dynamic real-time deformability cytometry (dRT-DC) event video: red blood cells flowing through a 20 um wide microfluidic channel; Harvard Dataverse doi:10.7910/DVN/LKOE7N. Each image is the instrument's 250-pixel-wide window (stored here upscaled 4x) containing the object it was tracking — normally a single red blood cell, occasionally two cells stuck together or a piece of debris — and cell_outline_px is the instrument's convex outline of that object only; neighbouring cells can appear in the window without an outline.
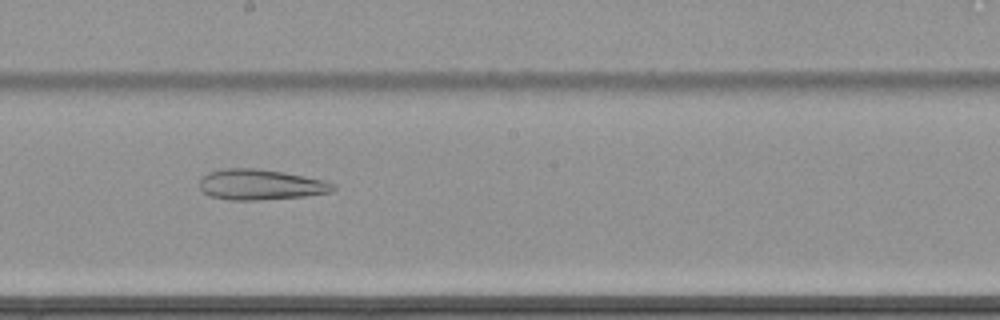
{"species": "common noctule bat (a hibernating species)", "species_latin": "Nyctalus noctula", "temperature_condition": "cold", "stored_images_in_passage": 62, "camera_frame_rate_fps": 3000, "um_per_image_px": 0.085, "animal": {"sex": "female", "body_mass_g": 22.7, "forearm_length_mm": 54.2}, "frame": {"image": 1, "passage_image": 37, "time_ms": 12.0, "image_size_px": [1000, 320], "cell_outline_px": [[336, 188], [332, 192], [304, 196], [260, 200], [232, 200], [208, 196], [200, 192], [200, 180], [208, 172], [224, 168], [256, 168], [284, 172], [324, 180], [336, 184]], "centroid_in_image_um": [22.14, 15.69], "position_along_channel_um": 226.1, "area_um2": 23.99}}
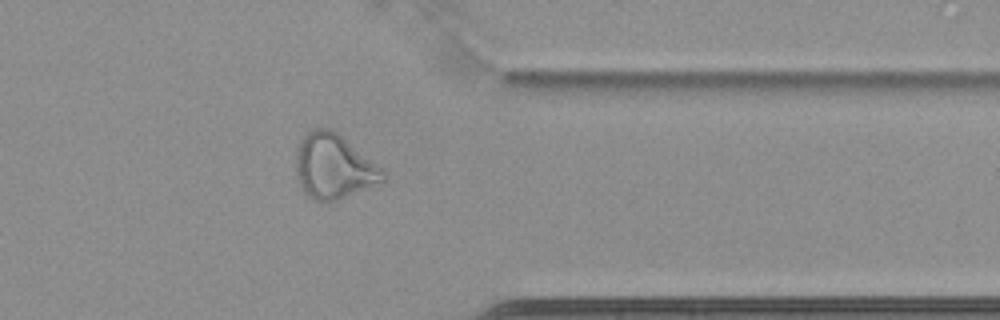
{"frame": {"image": 2, "passage_image": 51, "time_ms": 16.667, "image_size_px": [1000, 320], "cell_outline_px": [[388, 180], [336, 200], [312, 200], [300, 188], [296, 180], [296, 156], [300, 140], [304, 132], [316, 128], [332, 128], [384, 168], [388, 172]], "centroid_in_image_um": [28.39, 14.14], "position_along_channel_um": 383.0, "area_um2": 33.41}}